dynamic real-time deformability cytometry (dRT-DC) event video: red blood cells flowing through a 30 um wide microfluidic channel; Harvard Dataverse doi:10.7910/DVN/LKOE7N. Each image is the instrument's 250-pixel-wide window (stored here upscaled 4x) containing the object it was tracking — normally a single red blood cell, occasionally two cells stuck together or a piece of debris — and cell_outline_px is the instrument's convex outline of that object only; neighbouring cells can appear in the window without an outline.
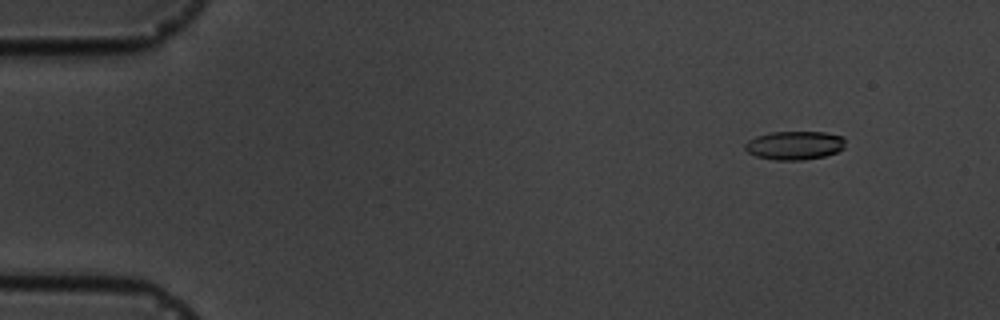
{"species": "common noctule bat (a hibernating species)", "species_latin": "Nyctalus noctula", "temperature_condition": "cold", "stored_images_in_passage": 7, "camera_frame_rate_fps": 3000, "um_per_image_px": 0.085, "animal": {"sex": "male", "body_mass_g": 19.5, "forearm_length_mm": 54.6}, "frame": {"image": 1, "passage_image": 2, "time_ms": 1.0, "image_size_px": [1000, 320], "cell_outline_px": [[844, 148], [836, 152], [824, 156], [804, 160], [776, 160], [756, 156], [748, 152], [744, 148], [744, 144], [748, 140], [756, 136], [772, 132], [824, 132], [844, 136]], "centroid_in_image_um": [67.53, 12.35], "position_along_channel_um": 17.5, "area_um2": 16.76}}
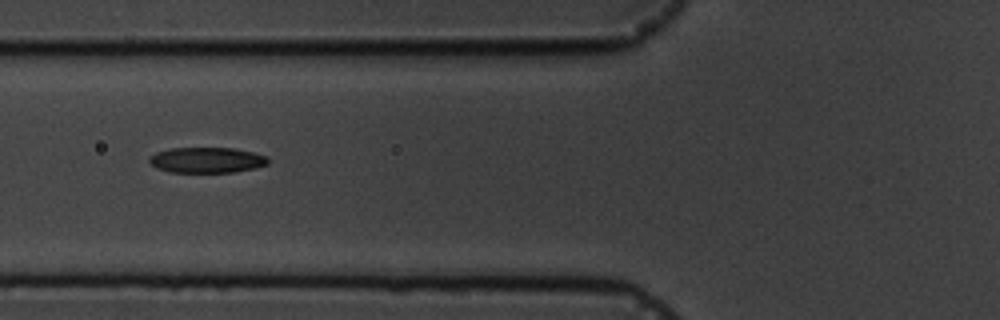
{"frame": {"image": 2, "passage_image": 6, "time_ms": 6.333, "image_size_px": [1000, 320], "cell_outline_px": [[268, 164], [256, 168], [232, 172], [168, 172], [156, 168], [148, 160], [156, 152], [172, 148], [236, 148], [268, 156]], "centroid_in_image_um": [17.6, 13.6], "position_along_channel_um": 108.2, "area_um2": 17.69}}
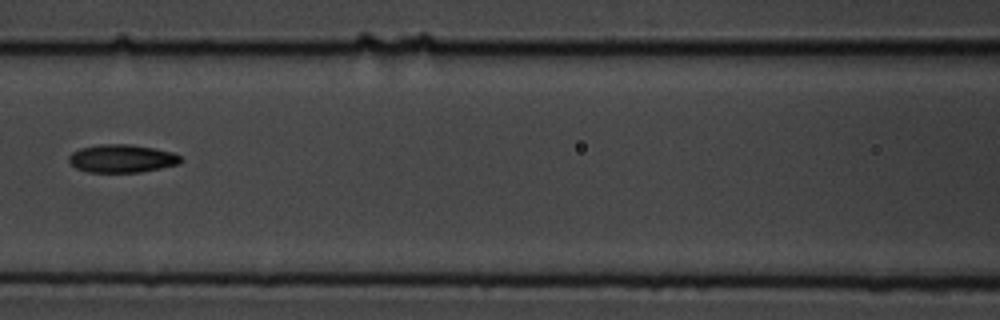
{"frame": {"image": 3, "passage_image": 7, "time_ms": 7.667, "image_size_px": [1000, 320], "cell_outline_px": [[184, 160], [180, 164], [140, 172], [88, 172], [76, 168], [68, 160], [68, 156], [72, 152], [80, 148], [100, 144], [132, 144], [156, 148], [172, 152], [180, 156]], "centroid_in_image_um": [10.38, 13.46], "position_along_channel_um": 156.2, "area_um2": 18.44}}